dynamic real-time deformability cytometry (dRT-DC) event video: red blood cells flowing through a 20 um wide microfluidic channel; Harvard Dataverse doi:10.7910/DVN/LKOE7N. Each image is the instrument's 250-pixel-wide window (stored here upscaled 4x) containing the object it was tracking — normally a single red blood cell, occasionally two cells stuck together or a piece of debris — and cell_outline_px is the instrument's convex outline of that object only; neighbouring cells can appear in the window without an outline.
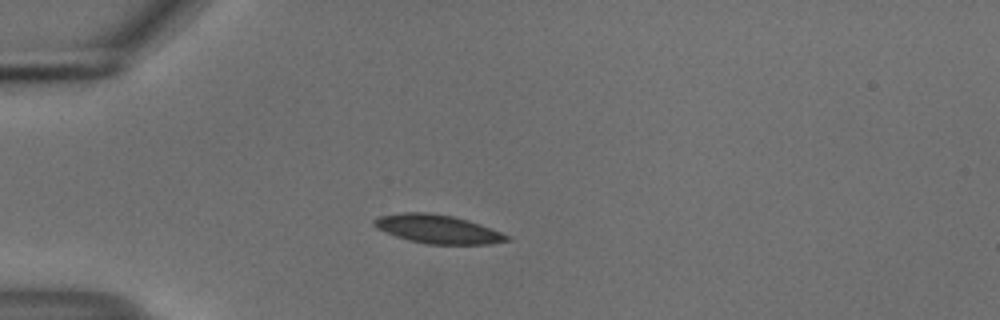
{"species": "common noctule bat (a hibernating species)", "species_latin": "Nyctalus noctula", "temperature_condition": "cold", "stored_images_in_passage": 41, "camera_frame_rate_fps": 3000, "um_per_image_px": 0.085, "animal": {"sex": "male", "body_mass_g": 18.8}, "frame": {"image": 1, "passage_image": 1, "time_ms": 0.0, "image_size_px": [1000, 320], "cell_outline_px": [[512, 240], [492, 244], [428, 244], [408, 240], [396, 236], [376, 228], [372, 224], [372, 220], [380, 216], [404, 212], [428, 212], [452, 216], [468, 220], [492, 228], [512, 236]], "centroid_in_image_um": [37.25, 19.48], "position_along_channel_um": 47.8, "area_um2": 22.31}}
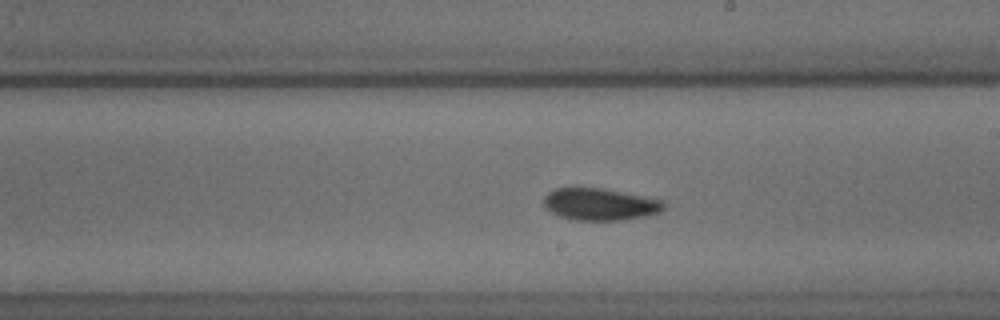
{"frame": {"image": 2, "passage_image": 18, "time_ms": 5.667, "image_size_px": [1000, 320], "cell_outline_px": [[664, 208], [660, 212], [644, 216], [620, 220], [576, 220], [560, 216], [544, 208], [544, 196], [548, 192], [556, 188], [600, 188], [664, 200]], "centroid_in_image_um": [50.98, 17.36], "position_along_channel_um": 238.0, "area_um2": 22.2}}
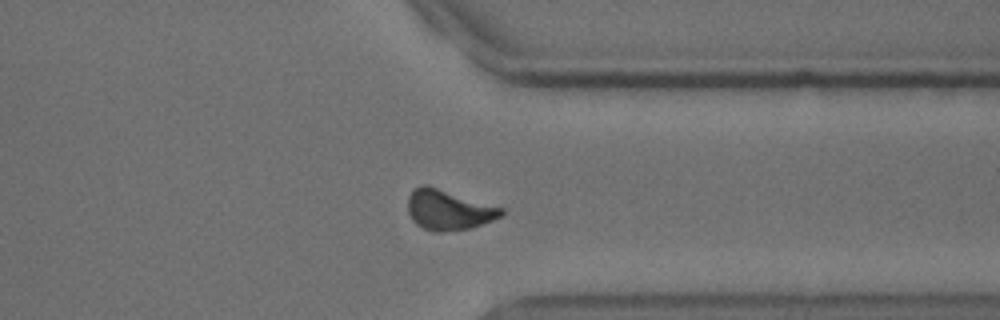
{"frame": {"image": 3, "passage_image": 29, "time_ms": 9.333, "image_size_px": [1000, 320], "cell_outline_px": [[504, 212], [500, 216], [492, 220], [472, 228], [444, 232], [432, 232], [416, 224], [412, 220], [408, 212], [408, 196], [420, 184], [428, 184], [504, 208]], "centroid_in_image_um": [38.11, 17.83], "position_along_channel_um": 373.3, "area_um2": 22.08}, "authors_computed_cell_mechanics": {"area_um2": 21.3282, "velocity_mm_per_s": 3.7226, "shape_relaxation_time_tau1_ms": 3.8461, "shape_relaxation_time_tau2_ms": null, "deformation_change_tau1": 0.0958, "deformation_change_tau2": null}}